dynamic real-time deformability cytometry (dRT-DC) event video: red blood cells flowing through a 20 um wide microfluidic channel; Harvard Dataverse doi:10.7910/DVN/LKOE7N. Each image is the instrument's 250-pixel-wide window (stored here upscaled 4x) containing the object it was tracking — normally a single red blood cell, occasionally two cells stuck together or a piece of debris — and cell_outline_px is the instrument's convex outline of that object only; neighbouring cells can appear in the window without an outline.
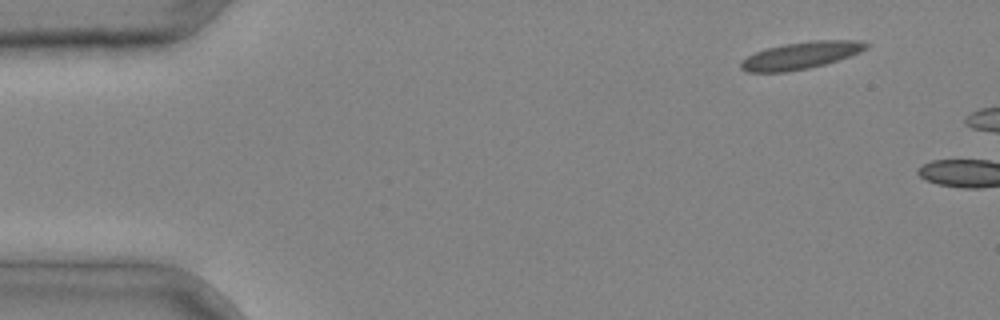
{"species": "common noctule bat (a hibernating species)", "species_latin": "Nyctalus noctula", "temperature_condition": "cold", "stored_images_in_passage": 2, "camera_frame_rate_fps": 3000, "um_per_image_px": 0.085, "animal": {"sex": "male", "body_mass_g": 20.4}, "frame": {"image": 1, "passage_image": 1, "time_ms": 0.0, "image_size_px": [1000, 320], "cell_outline_px": [[868, 48], [860, 52], [824, 64], [808, 68], [784, 72], [748, 72], [740, 68], [740, 60], [756, 52], [768, 48], [784, 44], [812, 40], [860, 40], [868, 44]], "centroid_in_image_um": [68.05, 4.7], "position_along_channel_um": 16.9, "area_um2": 19.59}}